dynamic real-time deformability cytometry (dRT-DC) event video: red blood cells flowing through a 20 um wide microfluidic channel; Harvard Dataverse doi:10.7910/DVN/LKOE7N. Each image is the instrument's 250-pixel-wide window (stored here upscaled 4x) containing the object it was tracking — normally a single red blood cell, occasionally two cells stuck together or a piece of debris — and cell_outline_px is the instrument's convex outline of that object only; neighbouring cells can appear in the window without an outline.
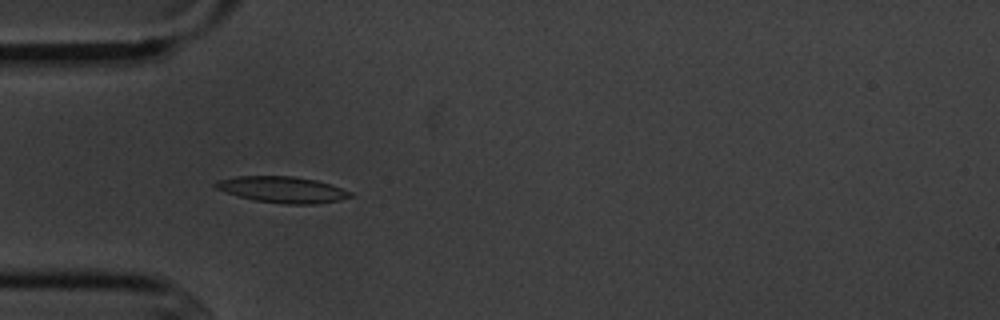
{"species": "common noctule bat (a hibernating species)", "species_latin": "Nyctalus noctula", "temperature_condition": "cold", "stored_images_in_passage": 7, "camera_frame_rate_fps": 3000, "um_per_image_px": 0.085, "animal": {"sex": "male", "body_mass_g": 20.1, "forearm_length_mm": 53.5}, "frame": {"image": 1, "passage_image": 4, "time_ms": 3.333, "image_size_px": [1000, 320], "cell_outline_px": [[352, 196], [340, 200], [312, 204], [288, 204], [256, 200], [224, 192], [216, 188], [212, 184], [216, 180], [236, 176], [292, 176], [316, 180], [352, 192]], "centroid_in_image_um": [23.96, 16.1], "position_along_channel_um": 61.0, "area_um2": 20.35}}
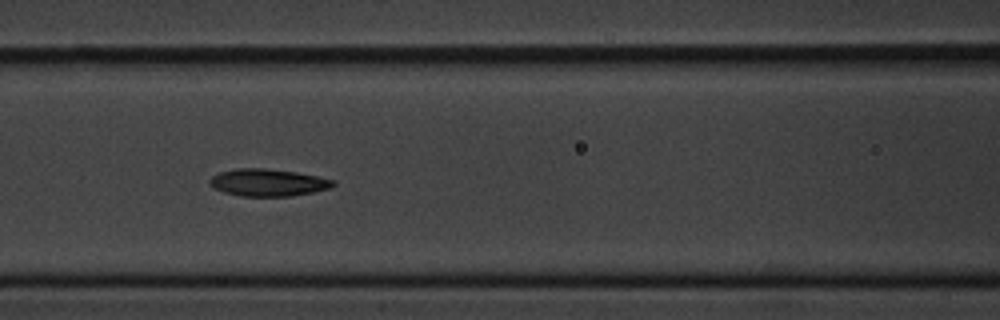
{"frame": {"image": 2, "passage_image": 6, "time_ms": 5.667, "image_size_px": [1000, 320], "cell_outline_px": [[336, 184], [332, 188], [292, 196], [240, 196], [224, 192], [212, 188], [208, 180], [212, 176], [220, 172], [236, 168], [264, 168], [296, 172], [316, 176], [332, 180]], "centroid_in_image_um": [22.75, 15.52], "position_along_channel_um": 143.9, "area_um2": 19.59}}
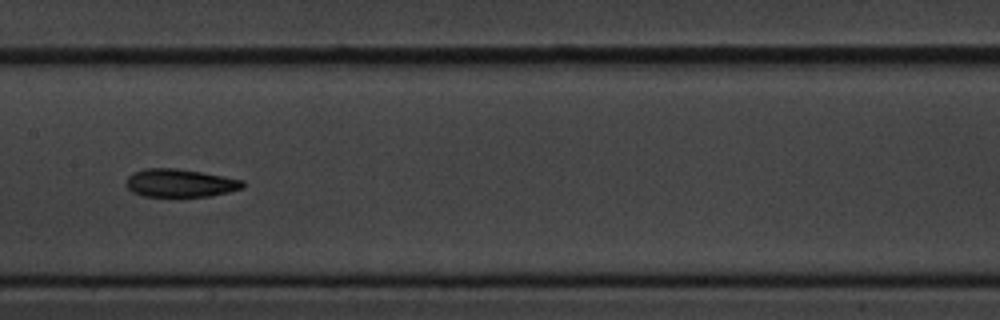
{"frame": {"image": 3, "passage_image": 7, "time_ms": 7.0, "image_size_px": [1000, 320], "cell_outline_px": [[244, 188], [228, 192], [208, 196], [144, 196], [132, 192], [124, 184], [128, 176], [132, 172], [144, 168], [176, 168], [224, 176], [244, 180]], "centroid_in_image_um": [15.28, 15.55], "position_along_channel_um": 192.1, "area_um2": 19.13}}